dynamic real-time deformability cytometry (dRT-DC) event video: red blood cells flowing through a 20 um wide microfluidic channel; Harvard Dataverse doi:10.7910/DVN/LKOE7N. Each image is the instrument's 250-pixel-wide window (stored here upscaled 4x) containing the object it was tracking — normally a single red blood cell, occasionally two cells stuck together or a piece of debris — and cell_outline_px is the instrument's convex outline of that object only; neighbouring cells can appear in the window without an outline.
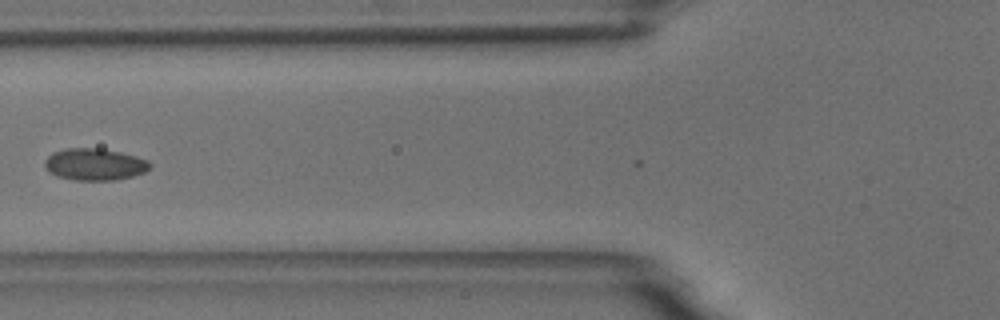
{"species": "common noctule bat (a hibernating species)", "species_latin": "Nyctalus noctula", "temperature_condition": "room temperature", "stored_images_in_passage": 8, "camera_frame_rate_fps": 3000, "um_per_image_px": 0.085, "animal": {"sex": "male", "body_mass_g": 18.8}, "frame": {"image": 1, "passage_image": 3, "time_ms": 0.667, "image_size_px": [1000, 320], "cell_outline_px": [[152, 164], [144, 172], [132, 176], [116, 180], [76, 180], [60, 176], [48, 172], [44, 164], [44, 160], [52, 152], [64, 148], [100, 148], [120, 152], [136, 156], [148, 160]], "centroid_in_image_um": [8.03, 13.96], "position_along_channel_um": 117.8, "area_um2": 19.54}}